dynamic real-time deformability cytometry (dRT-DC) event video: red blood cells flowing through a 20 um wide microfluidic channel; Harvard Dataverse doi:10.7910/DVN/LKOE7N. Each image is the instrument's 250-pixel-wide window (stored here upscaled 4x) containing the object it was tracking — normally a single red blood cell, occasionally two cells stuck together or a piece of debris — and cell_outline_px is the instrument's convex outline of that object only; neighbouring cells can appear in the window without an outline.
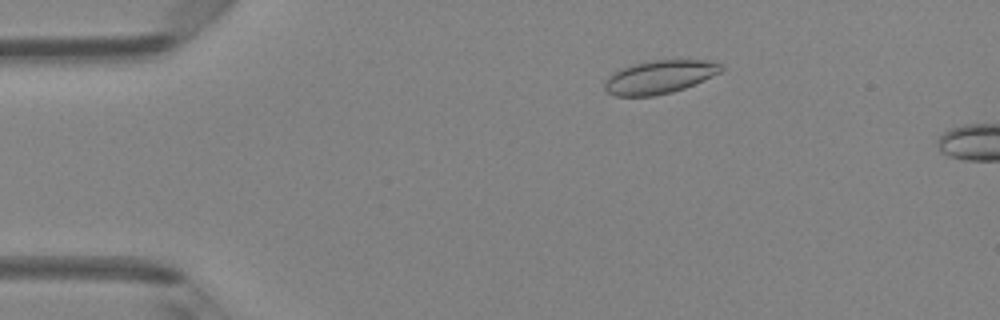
{"species": "Egyptian fruit bat (a non-hibernating species)", "species_latin": "Rousettus aegyptiacus", "temperature_condition": "room temperature", "stored_images_in_passage": 48, "camera_frame_rate_fps": 3000, "um_per_image_px": 0.085, "animal": {"sex": "female"}, "frame": {"image": 1, "passage_image": 9, "time_ms": 2.667, "image_size_px": [1000, 320], "cell_outline_px": [[724, 68], [720, 72], [704, 80], [684, 88], [672, 92], [656, 96], [616, 96], [608, 92], [604, 88], [604, 80], [612, 72], [632, 64], [652, 60], [708, 60], [720, 64]], "centroid_in_image_um": [56.02, 6.54], "position_along_channel_um": 29.0, "area_um2": 22.66}}
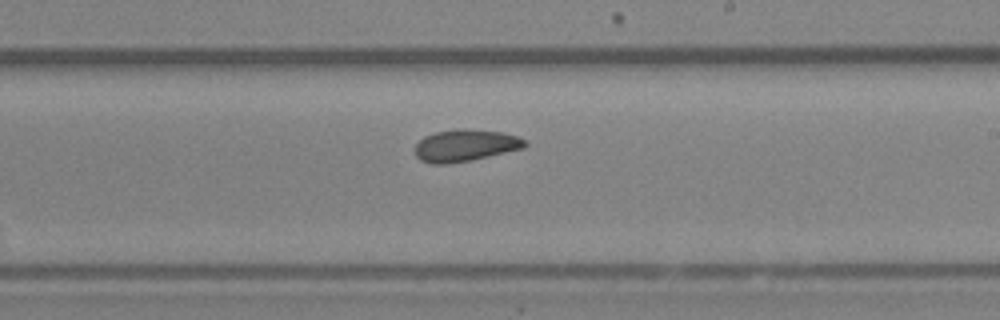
{"frame": {"image": 2, "passage_image": 29, "time_ms": 9.333, "image_size_px": [1000, 320], "cell_outline_px": [[528, 144], [524, 148], [472, 160], [448, 164], [432, 164], [420, 160], [416, 156], [416, 144], [424, 136], [436, 132], [456, 128], [464, 128], [500, 132], [516, 136], [528, 140]], "centroid_in_image_um": [39.56, 12.36], "position_along_channel_um": 249.4, "area_um2": 20.58}}
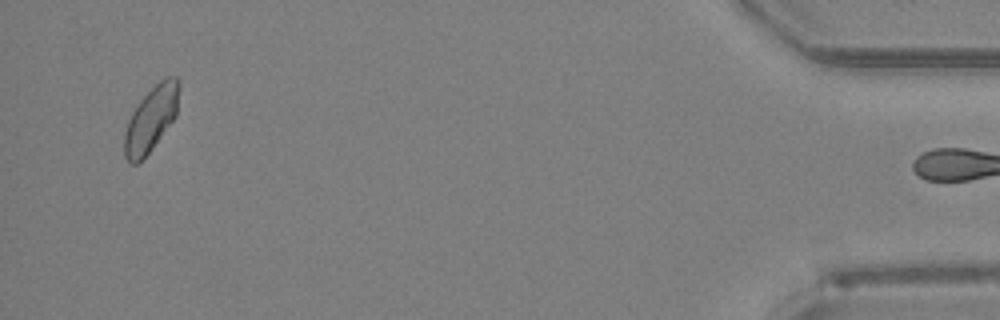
{"frame": {"image": 3, "passage_image": 47, "time_ms": 15.333, "image_size_px": [1000, 320], "cell_outline_px": [[180, 84], [176, 116], [152, 148], [136, 164], [132, 164], [124, 156], [124, 132], [128, 120], [132, 112], [140, 100], [164, 76], [176, 76], [180, 80]], "centroid_in_image_um": [12.85, 10.07], "position_along_channel_um": 422.4, "area_um2": 20.58}, "authors_computed_cell_mechanics": {"area_um2": 20.6635, "velocity_mm_per_s": 4.1926, "shape_relaxation_time_tau1_ms": null, "shape_relaxation_time_tau2_ms": 2.1923, "deformation_change_tau1": null, "deformation_change_tau2": 0.0595}}